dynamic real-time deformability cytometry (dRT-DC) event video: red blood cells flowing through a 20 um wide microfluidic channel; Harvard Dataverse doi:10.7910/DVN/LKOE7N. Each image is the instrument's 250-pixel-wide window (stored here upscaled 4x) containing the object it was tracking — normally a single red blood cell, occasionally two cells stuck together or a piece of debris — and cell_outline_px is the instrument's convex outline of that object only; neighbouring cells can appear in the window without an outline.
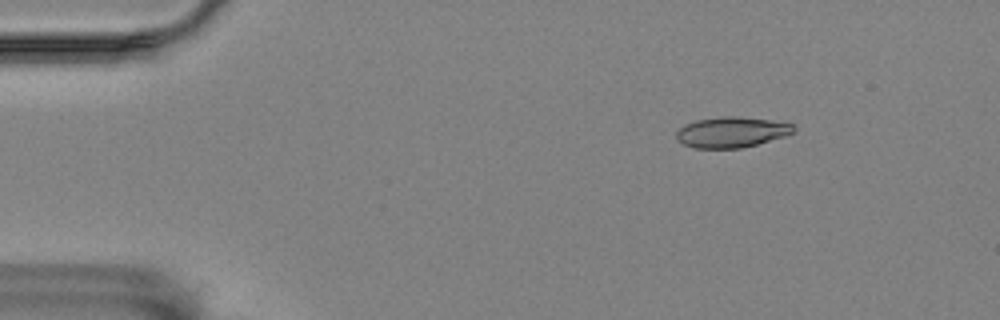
{"species": "Egyptian fruit bat (a non-hibernating species)", "species_latin": "Rousettus aegyptiacus", "temperature_condition": "room temperature", "stored_images_in_passage": 6, "camera_frame_rate_fps": 3000, "um_per_image_px": 0.085, "animal": {"sex": "female"}, "frame": {"image": 1, "passage_image": 3, "time_ms": 2.333, "image_size_px": [1000, 320], "cell_outline_px": [[796, 132], [784, 136], [756, 144], [740, 148], [696, 148], [684, 144], [676, 136], [676, 132], [684, 124], [696, 120], [724, 116], [736, 116], [772, 120], [792, 124], [796, 128]], "centroid_in_image_um": [62.2, 11.22], "position_along_channel_um": 22.8, "area_um2": 20.75}}